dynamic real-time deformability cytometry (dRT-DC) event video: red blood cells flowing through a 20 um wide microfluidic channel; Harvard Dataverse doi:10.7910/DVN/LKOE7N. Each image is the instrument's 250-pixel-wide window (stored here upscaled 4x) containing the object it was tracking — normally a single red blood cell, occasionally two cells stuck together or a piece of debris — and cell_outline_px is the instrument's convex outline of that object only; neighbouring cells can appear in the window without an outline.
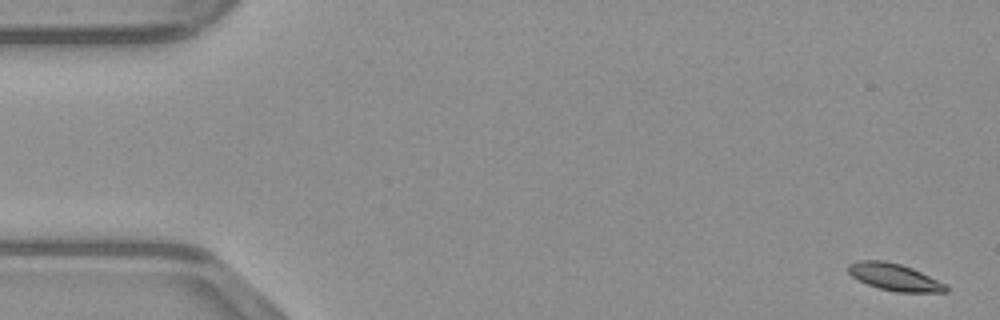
{"species": "common noctule bat (a hibernating species)", "species_latin": "Nyctalus noctula", "temperature_condition": "warm", "stored_images_in_passage": 49, "camera_frame_rate_fps": 3000, "um_per_image_px": 0.085, "animal": {"sex": "male", "body_mass_g": 23.1, "forearm_length_mm": 52.7}, "frame": {"image": 1, "passage_image": 1, "time_ms": 0.0, "image_size_px": [1000, 320], "cell_outline_px": [[948, 292], [896, 292], [880, 288], [868, 284], [852, 276], [848, 272], [848, 264], [860, 260], [884, 260], [900, 264], [912, 268], [944, 284], [948, 288]], "centroid_in_image_um": [76.0, 23.54], "position_along_channel_um": 9.0, "area_um2": 15.09}}
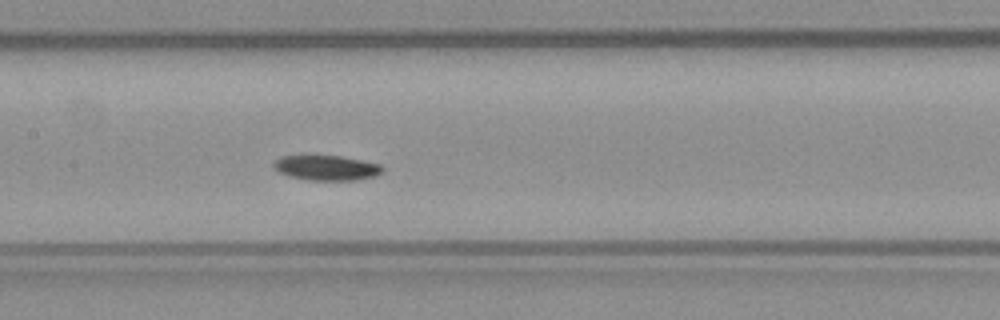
{"frame": {"image": 2, "passage_image": 23, "time_ms": 7.333, "image_size_px": [1000, 320], "cell_outline_px": [[384, 172], [376, 176], [356, 180], [308, 180], [288, 176], [272, 168], [272, 164], [280, 156], [340, 156], [380, 164], [384, 168]], "centroid_in_image_um": [27.76, 14.27], "position_along_channel_um": 179.6, "area_um2": 15.9}}
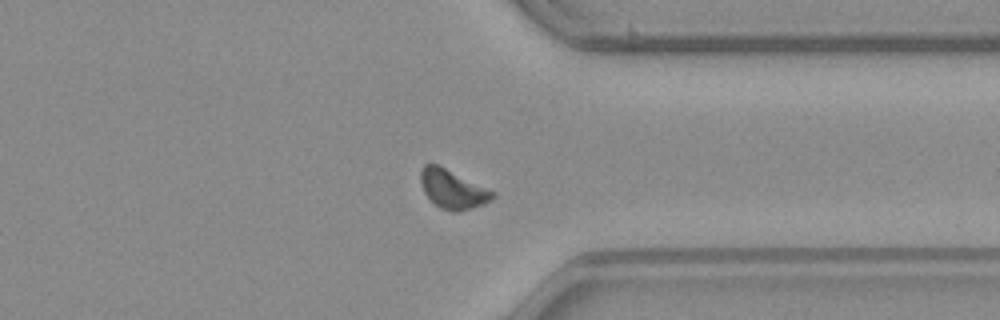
{"frame": {"image": 3, "passage_image": 37, "time_ms": 12.0, "image_size_px": [1000, 320], "cell_outline_px": [[496, 196], [484, 204], [456, 212], [452, 212], [440, 208], [424, 192], [420, 180], [420, 172], [424, 164], [436, 164], [496, 192]], "centroid_in_image_um": [38.48, 16.09], "position_along_channel_um": 372.9, "area_um2": 16.01}}